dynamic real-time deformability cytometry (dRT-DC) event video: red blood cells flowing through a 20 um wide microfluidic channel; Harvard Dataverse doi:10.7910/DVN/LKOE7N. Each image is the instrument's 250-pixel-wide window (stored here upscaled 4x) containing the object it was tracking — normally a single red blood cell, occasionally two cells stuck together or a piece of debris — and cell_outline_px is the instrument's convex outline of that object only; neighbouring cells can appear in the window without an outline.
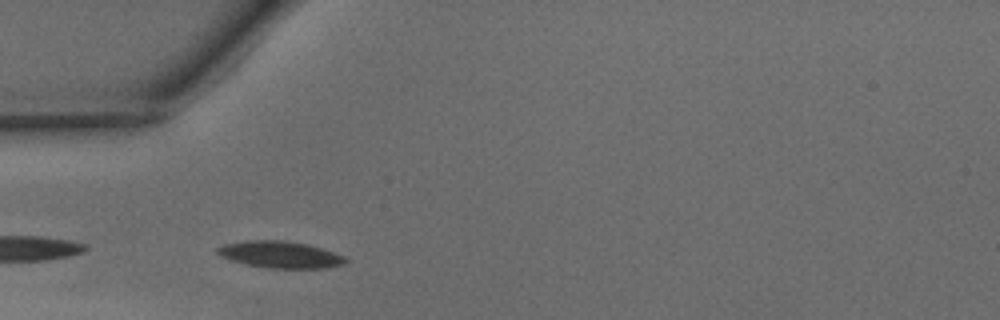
{"species": "common noctule bat (a hibernating species)", "species_latin": "Nyctalus noctula", "temperature_condition": "warm", "stored_images_in_passage": 14, "camera_frame_rate_fps": 3000, "um_per_image_px": 0.085, "animal": {"sex": "male", "body_mass_g": 15.6}, "frame": {"image": 1, "passage_image": 5, "time_ms": 1.333, "image_size_px": [1000, 320], "cell_outline_px": [[348, 260], [344, 264], [328, 268], [268, 268], [248, 264], [232, 260], [220, 256], [216, 252], [216, 248], [224, 244], [244, 240], [284, 240], [308, 244], [344, 256]], "centroid_in_image_um": [23.81, 21.63], "position_along_channel_um": 61.2, "area_um2": 19.94}}
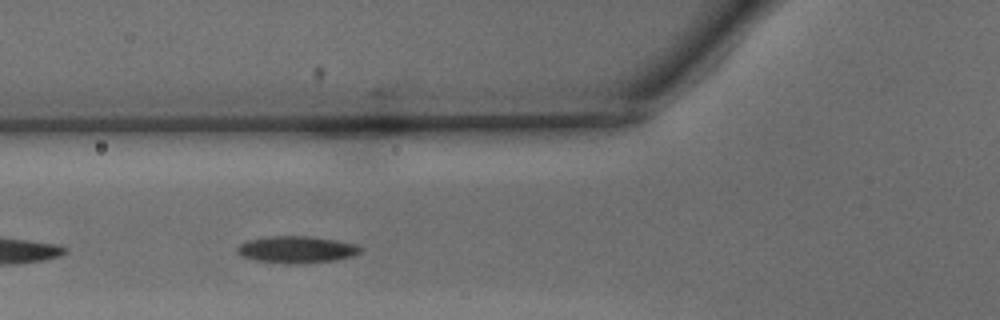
{"frame": {"image": 2, "passage_image": 8, "time_ms": 2.333, "image_size_px": [1000, 320], "cell_outline_px": [[364, 248], [360, 252], [352, 256], [336, 260], [288, 264], [256, 260], [244, 256], [236, 252], [236, 248], [240, 244], [248, 240], [268, 236], [312, 236], [360, 244]], "centroid_in_image_um": [25.26, 21.19], "position_along_channel_um": 100.5, "area_um2": 19.36}}